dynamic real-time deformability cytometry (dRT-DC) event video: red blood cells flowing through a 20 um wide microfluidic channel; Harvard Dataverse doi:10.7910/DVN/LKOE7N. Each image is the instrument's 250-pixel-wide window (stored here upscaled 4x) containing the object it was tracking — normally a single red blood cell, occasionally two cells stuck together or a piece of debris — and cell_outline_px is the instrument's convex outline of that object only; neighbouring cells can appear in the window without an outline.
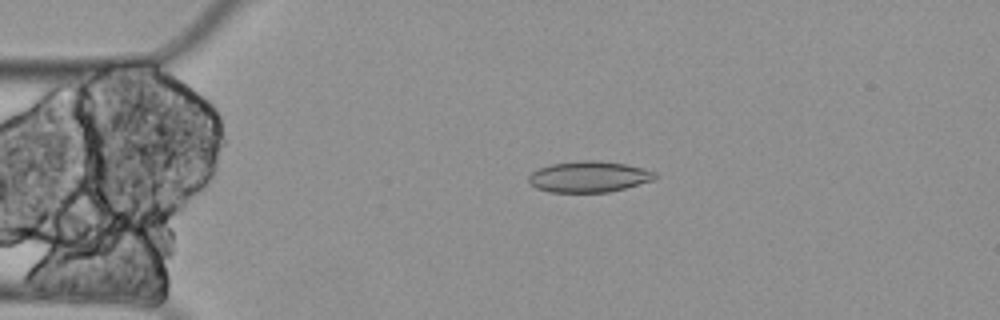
{"species": "Egyptian fruit bat (a non-hibernating species)", "species_latin": "Rousettus aegyptiacus", "temperature_condition": "cold", "stored_images_in_passage": 4, "camera_frame_rate_fps": 3000, "um_per_image_px": 0.085, "animal": {"sex": "female"}, "frame": {"image": 1, "passage_image": 3, "time_ms": 0.667, "image_size_px": [1000, 320], "cell_outline_px": [[656, 180], [608, 192], [548, 192], [536, 188], [528, 180], [528, 176], [532, 172], [540, 168], [552, 164], [580, 160], [600, 160], [624, 164], [644, 168], [656, 172]], "centroid_in_image_um": [50.08, 15.02], "position_along_channel_um": 34.9, "area_um2": 22.89}}